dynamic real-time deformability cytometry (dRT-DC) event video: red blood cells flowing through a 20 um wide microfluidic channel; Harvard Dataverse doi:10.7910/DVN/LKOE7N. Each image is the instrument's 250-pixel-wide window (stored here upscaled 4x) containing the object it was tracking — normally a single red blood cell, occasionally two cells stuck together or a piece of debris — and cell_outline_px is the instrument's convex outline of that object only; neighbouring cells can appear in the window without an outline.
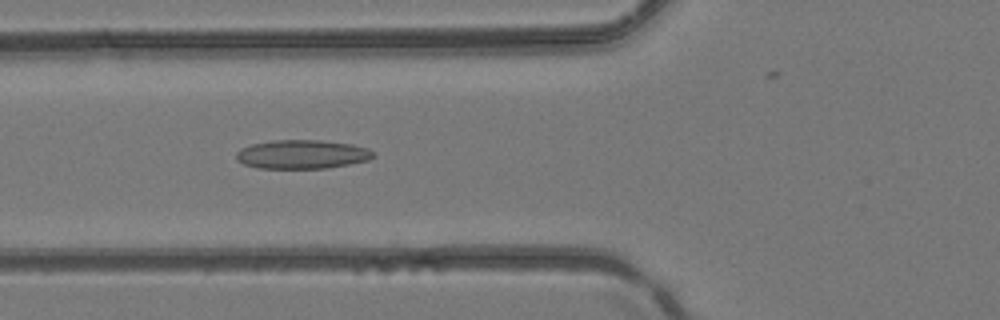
{"species": "common noctule bat (a hibernating species)", "species_latin": "Nyctalus noctula", "temperature_condition": "room temperature", "stored_images_in_passage": 37, "camera_frame_rate_fps": 3000, "um_per_image_px": 0.085, "animal": {"sex": "female", "body_mass_g": 24.6, "forearm_length_mm": 56.2}, "frame": {"image": 1, "passage_image": 11, "time_ms": 3.333, "image_size_px": [1000, 320], "cell_outline_px": [[376, 156], [368, 160], [348, 164], [324, 168], [256, 168], [244, 164], [236, 160], [236, 152], [240, 148], [252, 144], [272, 140], [320, 140], [352, 144], [368, 148]], "centroid_in_image_um": [25.65, 13.11], "position_along_channel_um": 100.2, "area_um2": 23.06}}
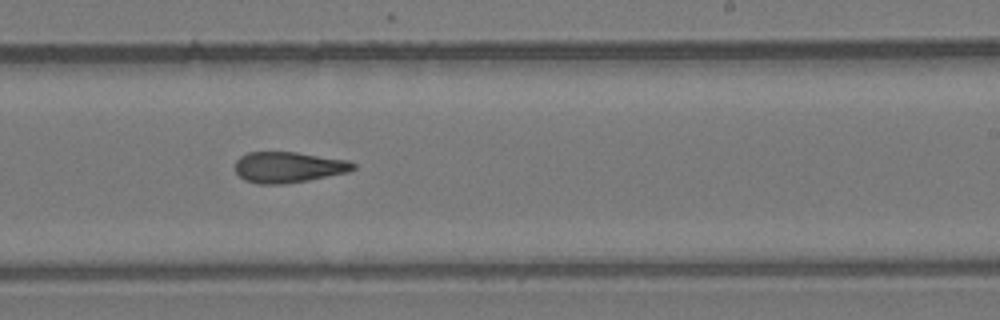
{"frame": {"image": 2, "passage_image": 22, "time_ms": 7.0, "image_size_px": [1000, 320], "cell_outline_px": [[356, 168], [348, 172], [308, 180], [284, 184], [260, 184], [244, 180], [236, 172], [236, 160], [240, 156], [248, 152], [296, 152], [348, 160], [356, 164]], "centroid_in_image_um": [24.52, 14.21], "position_along_channel_um": 264.5, "area_um2": 21.21}}
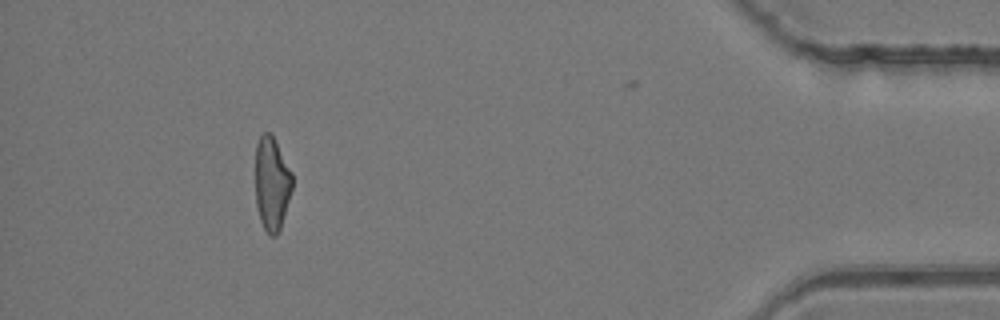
{"frame": {"image": 3, "passage_image": 36, "time_ms": 11.667, "image_size_px": [1000, 320], "cell_outline_px": [[292, 188], [280, 228], [276, 236], [272, 236], [264, 228], [260, 220], [256, 204], [256, 144], [260, 136], [264, 132], [272, 132], [292, 172]], "centroid_in_image_um": [23.1, 15.55], "position_along_channel_um": 412.1, "area_um2": 20.06}}